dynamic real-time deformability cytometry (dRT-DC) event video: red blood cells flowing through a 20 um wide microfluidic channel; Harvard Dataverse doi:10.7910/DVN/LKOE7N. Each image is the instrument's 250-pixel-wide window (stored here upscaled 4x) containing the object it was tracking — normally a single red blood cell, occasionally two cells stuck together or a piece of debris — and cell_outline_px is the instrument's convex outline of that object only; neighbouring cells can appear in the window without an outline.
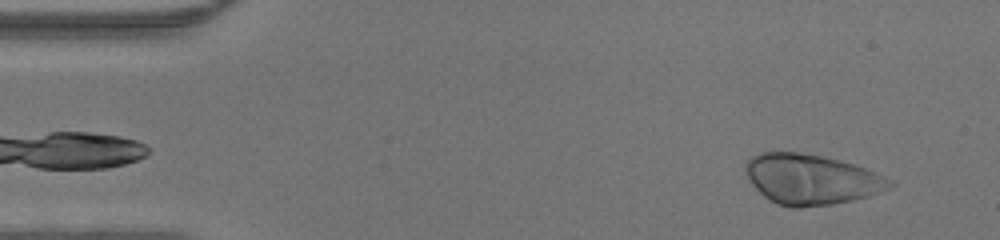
{"species": "human", "species_latin": "Homo sapiens", "temperature_condition": "warm", "stored_images_in_passage": 46, "camera_frame_rate_fps": 3000, "um_per_image_px": 0.085, "donor": {"sex": "male"}, "frame": {"image": 1, "passage_image": 3, "time_ms": 0.667, "image_size_px": [1000, 240], "cell_outline_px": [[896, 184], [880, 192], [868, 196], [852, 200], [832, 204], [800, 208], [792, 208], [776, 204], [764, 196], [748, 180], [744, 172], [744, 164], [752, 156], [760, 152], [796, 152], [820, 156], [840, 160], [876, 172], [892, 180]], "centroid_in_image_um": [68.93, 15.25], "position_along_channel_um": 16.1, "area_um2": 42.25}}
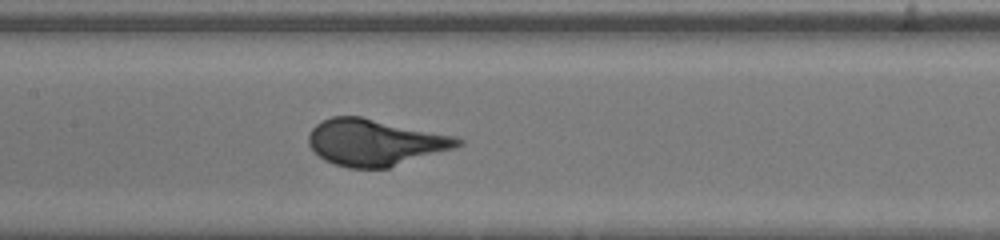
{"frame": {"image": 2, "passage_image": 21, "time_ms": 6.667, "image_size_px": [1000, 240], "cell_outline_px": [[464, 144], [456, 148], [388, 168], [348, 168], [324, 160], [308, 144], [308, 136], [312, 128], [320, 120], [332, 116], [360, 116], [456, 136], [464, 140]], "centroid_in_image_um": [31.9, 12.1], "position_along_channel_um": 175.5, "area_um2": 40.58}}
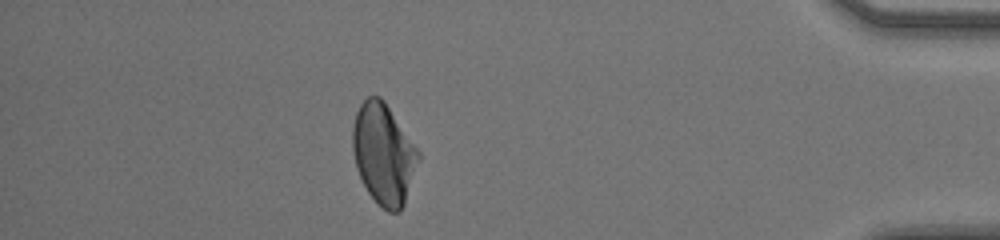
{"frame": {"image": 3, "passage_image": 40, "time_ms": 13.0, "image_size_px": [1000, 240], "cell_outline_px": [[420, 156], [404, 204], [400, 212], [388, 212], [368, 192], [356, 168], [352, 148], [352, 128], [356, 112], [360, 104], [368, 96], [380, 96], [384, 100], [420, 152]], "centroid_in_image_um": [32.59, 13.06], "position_along_channel_um": 402.6, "area_um2": 38.26}}